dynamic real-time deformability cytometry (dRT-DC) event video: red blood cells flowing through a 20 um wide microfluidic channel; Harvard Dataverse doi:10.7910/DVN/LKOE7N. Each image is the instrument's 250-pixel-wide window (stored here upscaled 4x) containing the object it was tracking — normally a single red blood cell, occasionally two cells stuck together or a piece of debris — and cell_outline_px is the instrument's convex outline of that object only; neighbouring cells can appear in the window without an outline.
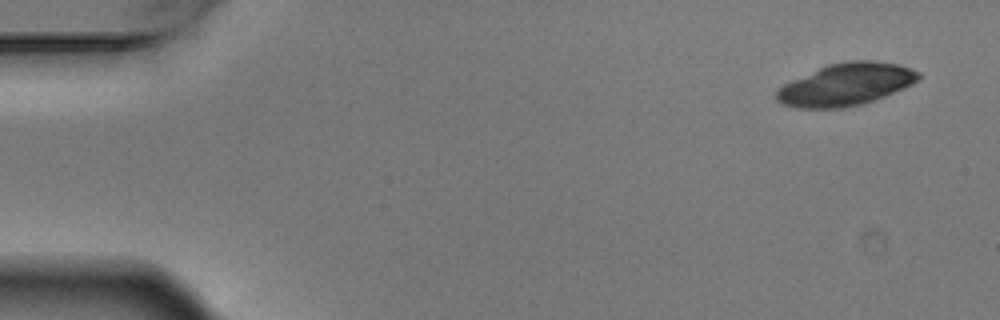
{"species": "Egyptian fruit bat (a non-hibernating species)", "species_latin": "Rousettus aegyptiacus", "temperature_condition": "warm", "stored_images_in_passage": 6, "camera_frame_rate_fps": 3000, "um_per_image_px": 0.085, "animal": {"sex": "male"}, "frame": {"image": 1, "passage_image": 1, "time_ms": 0.0, "image_size_px": [1000, 320], "cell_outline_px": [[920, 80], [904, 88], [884, 96], [860, 104], [844, 108], [796, 108], [784, 104], [776, 100], [776, 88], [792, 80], [828, 64], [852, 60], [872, 60], [896, 64], [920, 72]], "centroid_in_image_um": [71.89, 7.18], "position_along_channel_um": 13.1, "area_um2": 34.74}}